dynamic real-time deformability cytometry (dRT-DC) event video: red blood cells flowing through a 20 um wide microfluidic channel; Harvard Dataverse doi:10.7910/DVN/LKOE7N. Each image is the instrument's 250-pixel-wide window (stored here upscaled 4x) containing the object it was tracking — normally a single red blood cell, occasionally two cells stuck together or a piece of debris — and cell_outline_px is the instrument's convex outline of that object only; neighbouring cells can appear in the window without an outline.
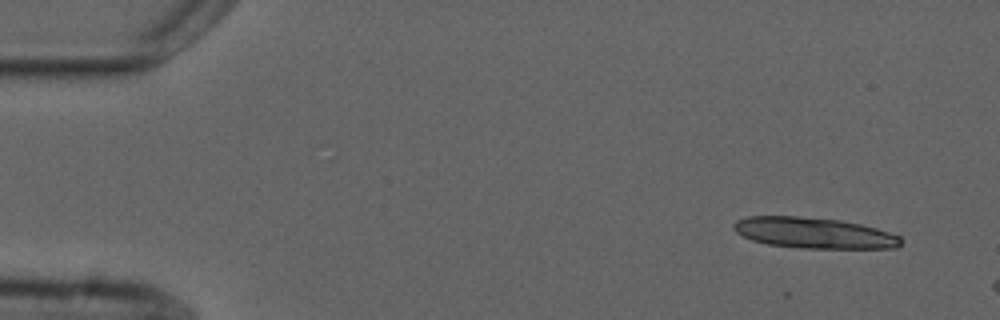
{"species": "common noctule bat (a hibernating species)", "species_latin": "Nyctalus noctula", "temperature_condition": "cold", "stored_images_in_passage": 5, "camera_frame_rate_fps": 3000, "um_per_image_px": 0.085, "animal": {"sex": "male", "forearm_length_mm": 52.5}, "frame": {"image": 1, "passage_image": 1, "time_ms": 0.0, "image_size_px": [1000, 320], "cell_outline_px": [[900, 244], [896, 248], [804, 248], [768, 244], [752, 240], [736, 232], [732, 228], [732, 224], [736, 220], [748, 216], [796, 216], [840, 220], [860, 224], [876, 228], [900, 236]], "centroid_in_image_um": [69.15, 19.79], "position_along_channel_um": 15.9, "area_um2": 29.88}}